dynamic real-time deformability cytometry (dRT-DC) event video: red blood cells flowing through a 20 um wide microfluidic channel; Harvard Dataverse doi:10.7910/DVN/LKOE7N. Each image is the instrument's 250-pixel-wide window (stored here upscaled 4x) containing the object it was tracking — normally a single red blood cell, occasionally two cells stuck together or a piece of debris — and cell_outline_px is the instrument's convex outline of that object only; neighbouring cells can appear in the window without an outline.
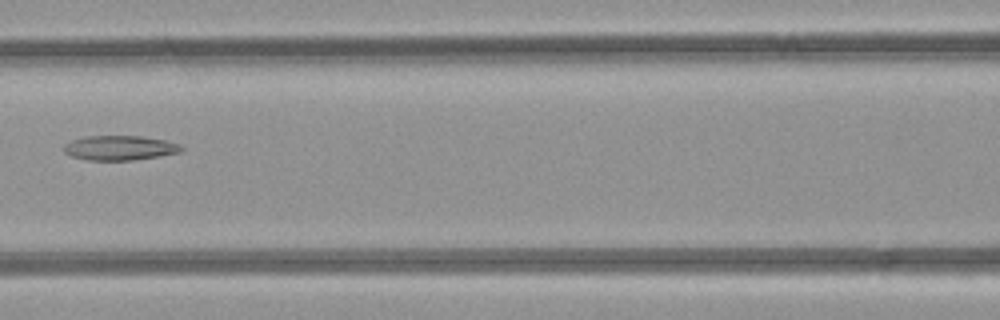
{"species": "common noctule bat (a hibernating species)", "species_latin": "Nyctalus noctula", "temperature_condition": "room temperature", "stored_images_in_passage": 6, "camera_frame_rate_fps": 3000, "um_per_image_px": 0.085, "animal": {"sex": "female", "body_mass_g": 21.9}, "frame": {"image": 1, "passage_image": 6, "time_ms": 5.667, "image_size_px": [1000, 320], "cell_outline_px": [[184, 148], [180, 152], [160, 156], [132, 160], [88, 160], [72, 156], [64, 152], [64, 144], [72, 140], [84, 136], [140, 136], [164, 140], [180, 144]], "centroid_in_image_um": [10.18, 12.57], "position_along_channel_um": 156.4, "area_um2": 16.82}}